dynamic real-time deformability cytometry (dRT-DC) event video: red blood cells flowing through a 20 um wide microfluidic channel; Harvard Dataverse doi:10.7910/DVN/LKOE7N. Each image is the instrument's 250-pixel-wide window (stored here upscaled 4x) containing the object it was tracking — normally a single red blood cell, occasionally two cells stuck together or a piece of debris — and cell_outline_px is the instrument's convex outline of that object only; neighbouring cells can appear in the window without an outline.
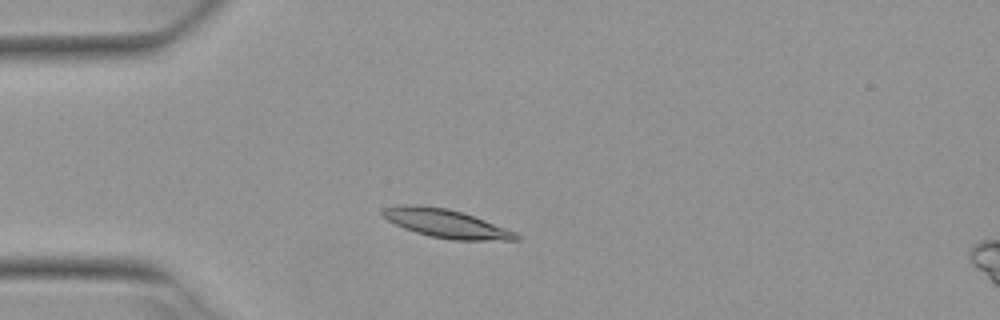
{"species": "Egyptian fruit bat (a non-hibernating species)", "species_latin": "Rousettus aegyptiacus", "temperature_condition": "warm", "stored_images_in_passage": 2, "camera_frame_rate_fps": 3000, "um_per_image_px": 0.085, "animal": {"sex": "female"}, "frame": {"image": 1, "passage_image": 2, "time_ms": 0.333, "image_size_px": [1000, 320], "cell_outline_px": [[520, 240], [452, 240], [428, 236], [404, 228], [388, 220], [380, 212], [384, 208], [404, 204], [420, 204], [448, 208], [484, 220], [516, 232], [520, 236]], "centroid_in_image_um": [37.9, 18.99], "position_along_channel_um": 47.1, "area_um2": 22.02}}